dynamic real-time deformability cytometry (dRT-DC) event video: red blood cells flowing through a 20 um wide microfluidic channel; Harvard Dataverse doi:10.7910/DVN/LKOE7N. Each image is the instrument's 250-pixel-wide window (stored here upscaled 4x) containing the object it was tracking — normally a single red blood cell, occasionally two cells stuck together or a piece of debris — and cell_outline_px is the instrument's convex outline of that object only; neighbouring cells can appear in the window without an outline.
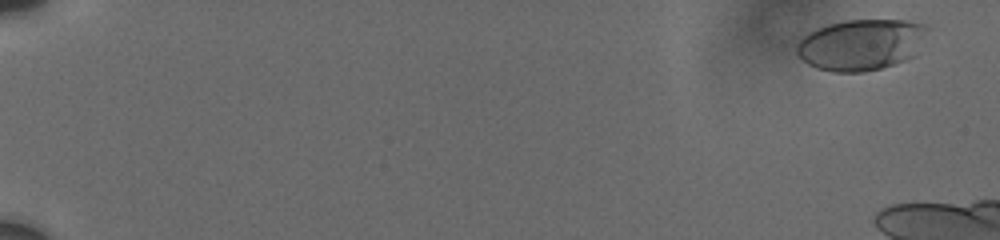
{"species": "human", "species_latin": "Homo sapiens", "temperature_condition": "cold", "stored_images_in_passage": 36, "camera_frame_rate_fps": 3000, "um_per_image_px": 0.085, "donor": {"sex": "male"}, "frame": {"image": 1, "passage_image": 6, "time_ms": 1.0, "image_size_px": [1000, 240], "cell_outline_px": [[928, 28], [916, 56], [880, 68], [864, 72], [832, 72], [816, 68], [808, 64], [796, 52], [796, 44], [808, 32], [816, 28], [828, 24], [844, 20], [904, 20], [924, 24]], "centroid_in_image_um": [73.18, 3.79], "position_along_channel_um": 11.8, "area_um2": 39.02}}
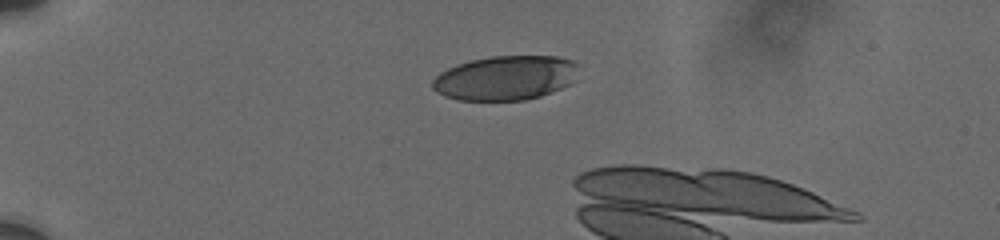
{"frame": {"image": 2, "passage_image": 28, "time_ms": 5.667, "image_size_px": [1000, 240], "cell_outline_px": [[580, 64], [572, 80], [568, 84], [560, 88], [540, 96], [524, 100], [460, 100], [444, 96], [436, 92], [432, 88], [432, 80], [440, 72], [456, 64], [472, 60], [492, 56], [556, 56], [572, 60]], "centroid_in_image_um": [42.93, 6.62], "position_along_channel_um": 42.1, "area_um2": 37.74}}